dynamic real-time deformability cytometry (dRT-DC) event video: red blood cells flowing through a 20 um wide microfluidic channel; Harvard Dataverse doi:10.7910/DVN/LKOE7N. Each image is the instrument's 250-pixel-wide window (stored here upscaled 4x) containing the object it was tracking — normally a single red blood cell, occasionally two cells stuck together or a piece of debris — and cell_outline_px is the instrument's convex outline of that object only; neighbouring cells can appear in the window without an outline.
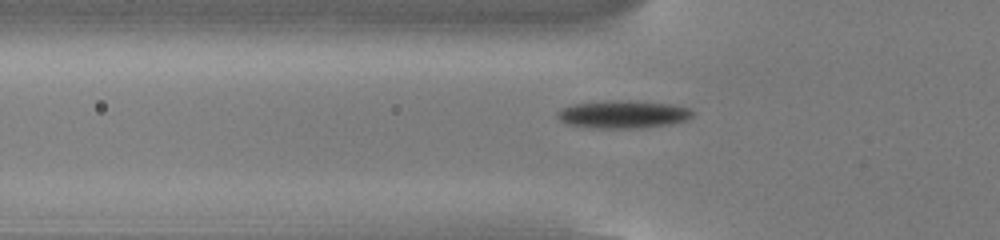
{"species": "common noctule bat (a hibernating species)", "species_latin": "Nyctalus noctula", "temperature_condition": "cold", "stored_images_in_passage": 51, "camera_frame_rate_fps": 3000, "um_per_image_px": 0.085, "animal": {"sex": "male", "body_mass_g": 13.0, "forearm_length_mm": 53.1}, "frame": {"image": 1, "passage_image": 15, "time_ms": 4.667, "image_size_px": [1000, 240], "cell_outline_px": [[692, 116], [684, 120], [672, 124], [644, 128], [588, 128], [568, 124], [560, 120], [556, 116], [556, 112], [564, 108], [576, 104], [616, 100], [628, 100], [668, 104], [688, 108], [692, 112]], "centroid_in_image_um": [52.94, 9.74], "position_along_channel_um": 72.9, "area_um2": 21.68}}
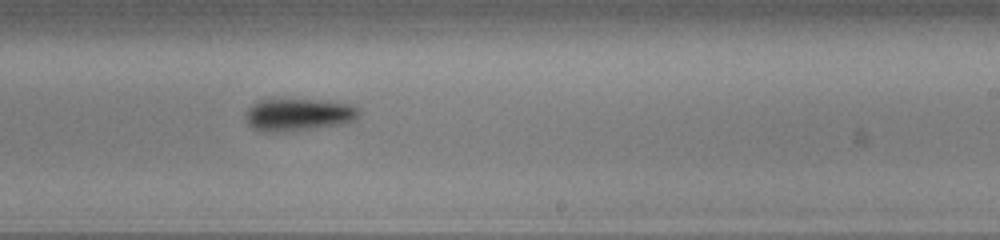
{"frame": {"image": 2, "passage_image": 30, "time_ms": 9.667, "image_size_px": [1000, 240], "cell_outline_px": [[360, 112], [352, 120], [340, 124], [292, 132], [256, 132], [248, 124], [244, 116], [244, 112], [256, 100], [320, 100], [352, 104], [360, 108]], "centroid_in_image_um": [25.29, 9.77], "position_along_channel_um": 263.7, "area_um2": 21.73}}
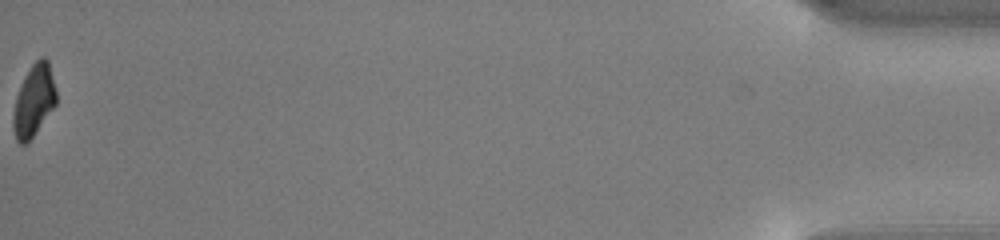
{"frame": {"image": 3, "passage_image": 51, "time_ms": 16.667, "image_size_px": [1000, 240], "cell_outline_px": [[56, 104], [32, 136], [24, 144], [20, 144], [16, 140], [12, 128], [12, 112], [16, 96], [32, 64], [40, 56], [44, 56], [48, 60], [56, 92]], "centroid_in_image_um": [2.86, 8.55], "position_along_channel_um": 432.3, "area_um2": 17.63}}